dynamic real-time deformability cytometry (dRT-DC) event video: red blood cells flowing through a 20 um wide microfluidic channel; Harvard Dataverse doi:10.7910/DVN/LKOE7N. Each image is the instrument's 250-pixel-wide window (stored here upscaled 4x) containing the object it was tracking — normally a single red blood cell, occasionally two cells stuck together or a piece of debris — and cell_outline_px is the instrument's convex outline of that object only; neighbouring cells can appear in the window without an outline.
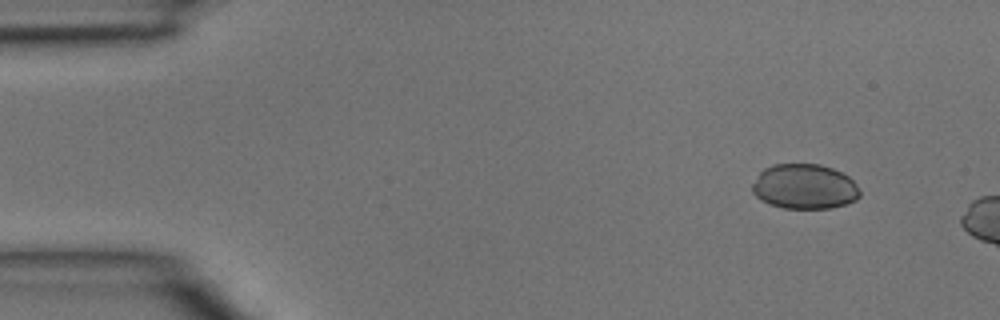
{"species": "common noctule bat (a hibernating species)", "species_latin": "Nyctalus noctula", "temperature_condition": "room temperature", "stored_images_in_passage": 2, "camera_frame_rate_fps": 3000, "um_per_image_px": 0.085, "animal": {"sex": "male", "body_mass_g": 15.6}, "frame": {"image": 1, "passage_image": 1, "time_ms": 0.0, "image_size_px": [1000, 320], "cell_outline_px": [[860, 196], [856, 200], [844, 204], [828, 208], [784, 208], [760, 200], [752, 192], [752, 184], [760, 172], [764, 168], [772, 164], [820, 164], [832, 168], [848, 176], [856, 184], [860, 192]], "centroid_in_image_um": [68.37, 15.85], "position_along_channel_um": 16.6, "area_um2": 28.09}}